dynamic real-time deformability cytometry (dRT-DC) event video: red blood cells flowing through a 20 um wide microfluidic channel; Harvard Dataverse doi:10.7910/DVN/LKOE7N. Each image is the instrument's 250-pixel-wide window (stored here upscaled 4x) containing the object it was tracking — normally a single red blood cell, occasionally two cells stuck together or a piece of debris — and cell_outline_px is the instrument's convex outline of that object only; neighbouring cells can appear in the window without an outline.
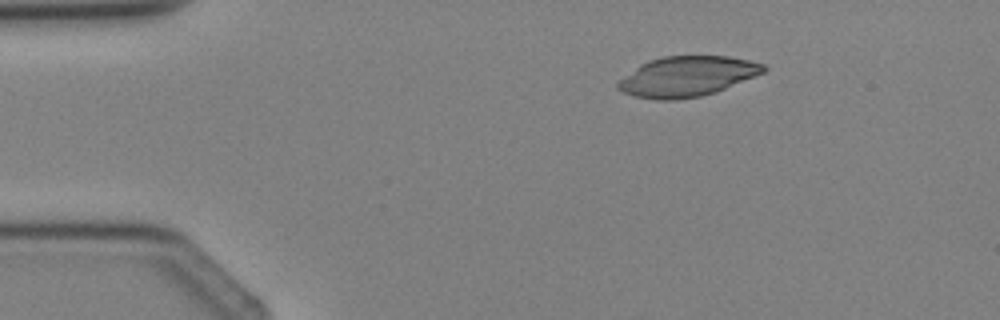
{"species": "Egyptian fruit bat (a non-hibernating species)", "species_latin": "Rousettus aegyptiacus", "temperature_condition": "cold", "stored_images_in_passage": 3, "camera_frame_rate_fps": 3000, "um_per_image_px": 0.085, "animal": {"sex": "female"}, "frame": {"image": 1, "passage_image": 1, "time_ms": 0.0, "image_size_px": [1000, 320], "cell_outline_px": [[768, 68], [764, 72], [716, 92], [700, 96], [676, 100], [656, 100], [636, 96], [624, 92], [616, 88], [616, 84], [620, 80], [640, 64], [648, 60], [664, 56], [728, 56], [748, 60], [764, 64]], "centroid_in_image_um": [58.4, 6.49], "position_along_channel_um": 26.6, "area_um2": 33.87}}